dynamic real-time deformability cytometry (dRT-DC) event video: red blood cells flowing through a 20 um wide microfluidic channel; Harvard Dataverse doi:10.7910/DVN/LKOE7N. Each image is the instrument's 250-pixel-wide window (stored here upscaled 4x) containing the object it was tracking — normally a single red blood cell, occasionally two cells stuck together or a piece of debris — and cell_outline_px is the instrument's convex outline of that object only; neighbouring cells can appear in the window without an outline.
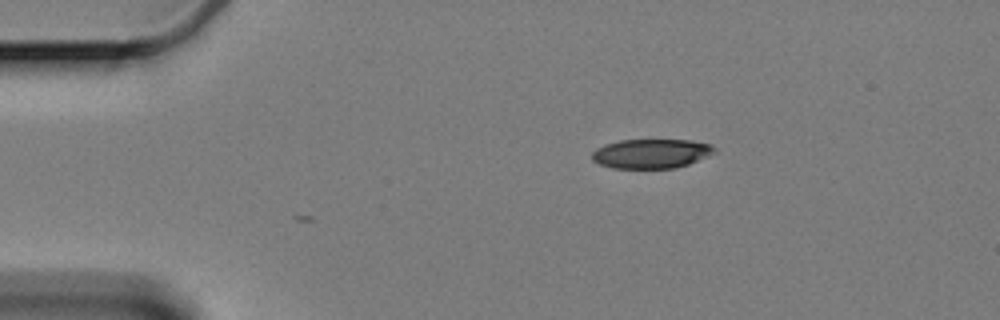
{"species": "Egyptian fruit bat (a non-hibernating species)", "species_latin": "Rousettus aegyptiacus", "temperature_condition": "cold", "stored_images_in_passage": 3, "camera_frame_rate_fps": 3000, "um_per_image_px": 0.085, "animal": {"sex": "female"}, "frame": {"image": 1, "passage_image": 3, "time_ms": 0.667, "image_size_px": [1000, 320], "cell_outline_px": [[716, 152], [688, 164], [676, 168], [612, 168], [600, 164], [592, 160], [592, 152], [596, 148], [604, 144], [620, 140], [688, 140], [712, 144], [716, 148]], "centroid_in_image_um": [55.35, 13.05], "position_along_channel_um": 29.7, "area_um2": 20.98}}